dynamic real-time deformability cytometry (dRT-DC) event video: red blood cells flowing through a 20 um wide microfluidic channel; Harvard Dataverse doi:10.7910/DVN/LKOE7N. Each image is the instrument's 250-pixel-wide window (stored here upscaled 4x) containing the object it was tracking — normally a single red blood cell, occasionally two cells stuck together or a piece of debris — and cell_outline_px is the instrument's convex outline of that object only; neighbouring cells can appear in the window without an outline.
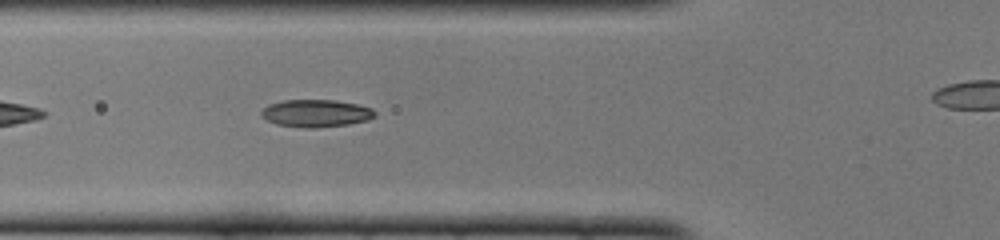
{"species": "common noctule bat (a hibernating species)", "species_latin": "Nyctalus noctula", "temperature_condition": "cold", "stored_images_in_passage": 12, "camera_frame_rate_fps": 3000, "um_per_image_px": 0.085, "animal": {"sex": "female", "body_mass_g": 22.0, "forearm_length_mm": 56.7}, "frame": {"image": 1, "passage_image": 6, "time_ms": 1.667, "image_size_px": [1000, 240], "cell_outline_px": [[376, 116], [368, 120], [348, 124], [316, 128], [308, 128], [276, 124], [260, 116], [260, 112], [268, 104], [284, 100], [336, 100], [356, 104], [372, 108], [376, 112]], "centroid_in_image_um": [26.86, 9.62], "position_along_channel_um": 98.9, "area_um2": 18.21}}
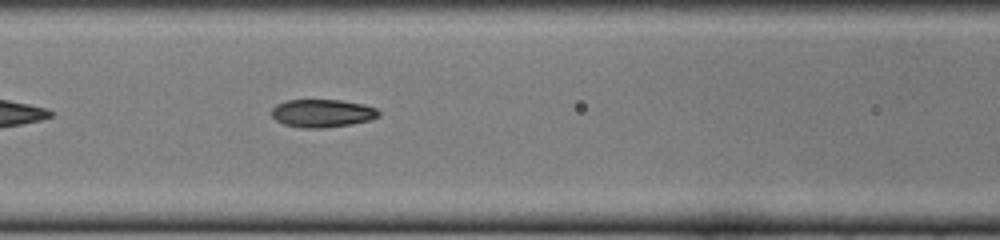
{"frame": {"image": 2, "passage_image": 9, "time_ms": 2.667, "image_size_px": [1000, 240], "cell_outline_px": [[380, 116], [372, 120], [352, 124], [324, 128], [300, 128], [284, 124], [276, 120], [272, 116], [272, 108], [276, 104], [288, 100], [340, 100], [364, 104], [376, 108], [380, 112]], "centroid_in_image_um": [27.42, 9.63], "position_along_channel_um": 139.2, "area_um2": 17.63}}